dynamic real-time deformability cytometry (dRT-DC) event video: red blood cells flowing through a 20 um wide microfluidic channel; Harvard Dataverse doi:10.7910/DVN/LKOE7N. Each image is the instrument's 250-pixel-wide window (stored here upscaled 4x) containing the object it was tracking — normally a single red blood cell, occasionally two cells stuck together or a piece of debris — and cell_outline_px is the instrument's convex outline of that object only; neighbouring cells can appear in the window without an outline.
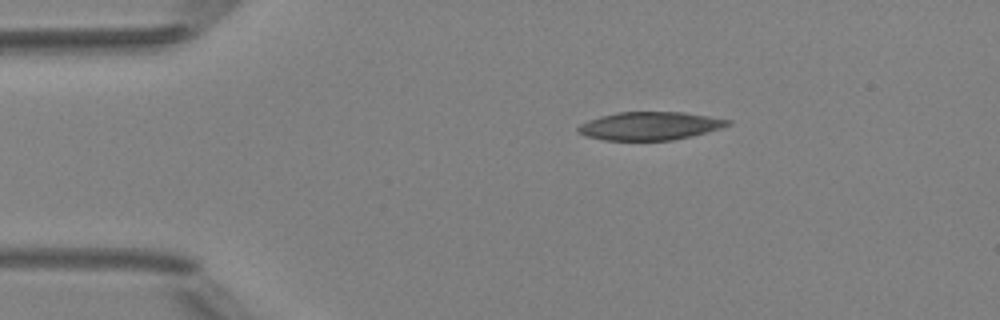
{"species": "Egyptian fruit bat (a non-hibernating species)", "species_latin": "Rousettus aegyptiacus", "temperature_condition": "room temperature", "stored_images_in_passage": 3, "camera_frame_rate_fps": 3000, "um_per_image_px": 0.085, "animal": {"sex": "female"}, "frame": {"image": 1, "passage_image": 3, "time_ms": 2.333, "image_size_px": [1000, 320], "cell_outline_px": [[732, 124], [720, 128], [672, 140], [604, 140], [584, 136], [576, 132], [576, 128], [580, 124], [588, 120], [600, 116], [616, 112], [684, 112], [732, 120]], "centroid_in_image_um": [55.18, 10.69], "position_along_channel_um": 29.8, "area_um2": 24.51}}